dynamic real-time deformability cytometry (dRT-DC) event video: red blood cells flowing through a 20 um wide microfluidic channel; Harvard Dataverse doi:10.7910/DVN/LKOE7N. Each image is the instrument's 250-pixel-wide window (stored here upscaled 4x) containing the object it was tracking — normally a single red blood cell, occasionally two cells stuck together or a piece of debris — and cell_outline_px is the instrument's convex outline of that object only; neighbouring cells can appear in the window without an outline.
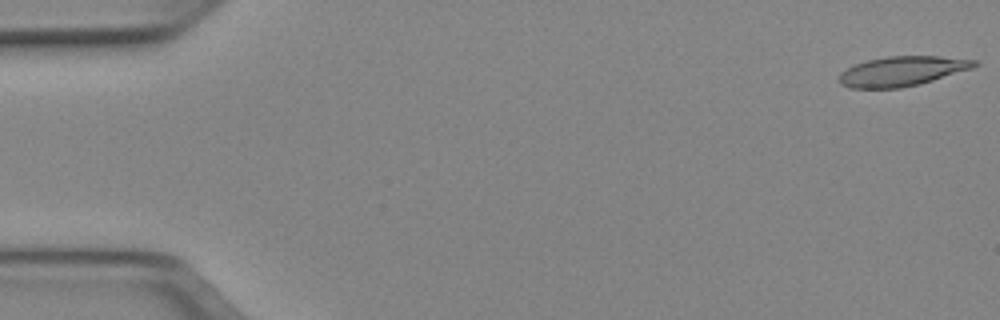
{"species": "Egyptian fruit bat (a non-hibernating species)", "species_latin": "Rousettus aegyptiacus", "temperature_condition": "cold", "stored_images_in_passage": 51, "camera_frame_rate_fps": 3000, "um_per_image_px": 0.085, "animal": {"sex": "female"}, "frame": {"image": 1, "passage_image": 1, "time_ms": 0.0, "image_size_px": [1000, 320], "cell_outline_px": [[980, 64], [972, 68], [920, 84], [900, 88], [852, 88], [840, 84], [836, 80], [840, 72], [852, 64], [868, 60], [888, 56], [940, 56], [976, 60]], "centroid_in_image_um": [76.62, 6.05], "position_along_channel_um": 8.4, "area_um2": 23.58}}
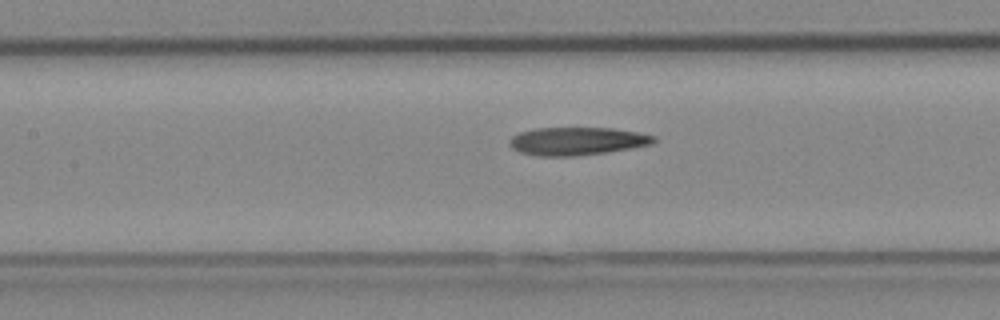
{"frame": {"image": 2, "passage_image": 23, "time_ms": 7.333, "image_size_px": [1000, 320], "cell_outline_px": [[656, 140], [652, 144], [632, 148], [576, 156], [536, 156], [520, 152], [512, 148], [508, 144], [508, 140], [512, 136], [520, 132], [532, 128], [612, 128], [640, 132], [656, 136]], "centroid_in_image_um": [49.03, 11.99], "position_along_channel_um": 158.4, "area_um2": 23.7}}
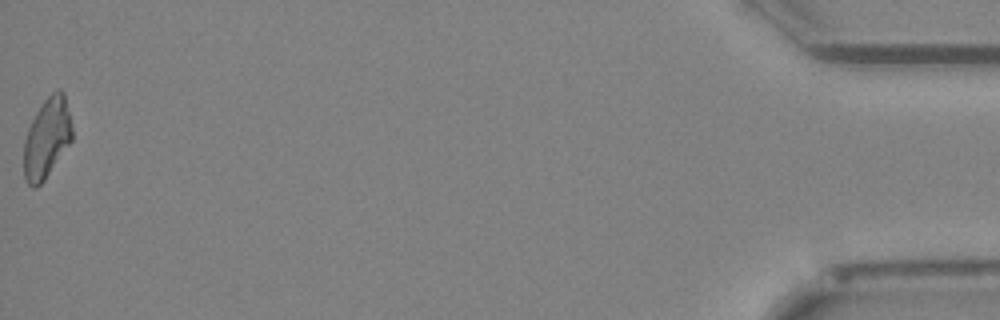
{"frame": {"image": 3, "passage_image": 51, "time_ms": 16.667, "image_size_px": [1000, 320], "cell_outline_px": [[72, 140], [44, 180], [36, 188], [32, 188], [28, 184], [24, 176], [24, 140], [28, 128], [36, 112], [44, 100], [56, 88], [60, 88], [64, 92], [72, 128]], "centroid_in_image_um": [3.98, 11.73], "position_along_channel_um": 431.2, "area_um2": 22.43}, "authors_computed_cell_mechanics": {"area_um2": 23.4668, "velocity_mm_per_s": 3.9718, "shape_relaxation_time_tau1_ms": 7.7924, "shape_relaxation_time_tau2_ms": null, "deformation_change_tau1": 0.2243, "deformation_change_tau2": null}}